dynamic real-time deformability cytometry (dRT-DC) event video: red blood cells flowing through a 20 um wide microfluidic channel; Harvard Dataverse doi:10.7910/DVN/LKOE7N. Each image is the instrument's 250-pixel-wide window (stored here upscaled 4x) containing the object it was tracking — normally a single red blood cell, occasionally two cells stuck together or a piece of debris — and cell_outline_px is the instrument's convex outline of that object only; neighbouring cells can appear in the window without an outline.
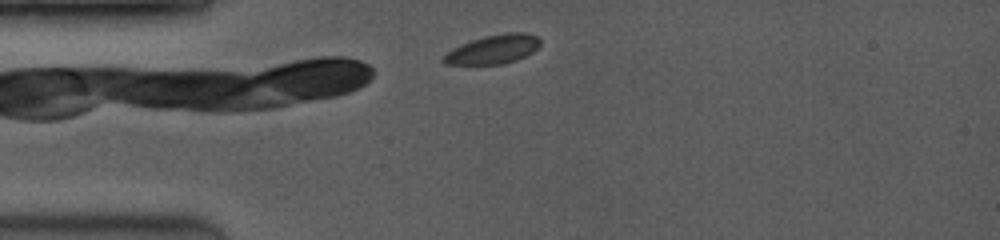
{"species": "common noctule bat (a hibernating species)", "species_latin": "Nyctalus noctula", "temperature_condition": "room temperature", "stored_images_in_passage": 47, "camera_frame_rate_fps": 3500, "um_per_image_px": 0.085, "animal": {"sex": "female", "body_mass_g": 19.0, "forearm_length_mm": 53.3}, "frame": {"image": 1, "passage_image": 3, "time_ms": 0.286, "image_size_px": [1000, 240], "cell_outline_px": [[540, 44], [532, 52], [516, 60], [500, 64], [444, 64], [440, 60], [452, 48], [472, 40], [484, 36], [504, 32], [528, 32], [536, 36], [540, 40]], "centroid_in_image_um": [41.92, 4.18], "position_along_channel_um": 43.1, "area_um2": 16.24}}
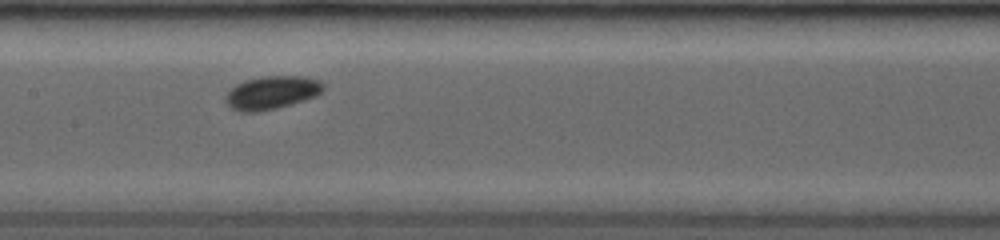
{"frame": {"image": 2, "passage_image": 20, "time_ms": 4.286, "image_size_px": [1000, 240], "cell_outline_px": [[324, 88], [316, 96], [292, 104], [276, 108], [256, 112], [240, 112], [232, 108], [224, 100], [228, 92], [236, 84], [244, 80], [260, 76], [304, 76], [320, 80], [324, 84]], "centroid_in_image_um": [23.1, 7.86], "position_along_channel_um": 184.3, "area_um2": 18.96}}
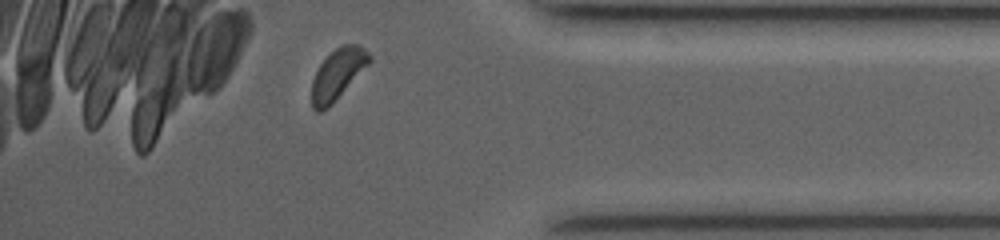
{"frame": {"image": 3, "passage_image": 47, "time_ms": 10.0, "image_size_px": [1000, 240], "cell_outline_px": [[372, 60], [332, 104], [328, 108], [320, 112], [316, 112], [312, 108], [312, 80], [320, 64], [340, 44], [356, 44], [364, 48], [372, 56]], "centroid_in_image_um": [28.7, 6.31], "position_along_channel_um": 406.5, "area_um2": 16.82}, "authors_computed_cell_mechanics": {"area_um2": 17.2822, "velocity_mm_per_s": 4.0519, "shape_relaxation_time_tau1_ms": 1.0282, "shape_relaxation_time_tau2_ms": 4.3346, "deformation_change_tau1": 0.0362, "deformation_change_tau2": 0.0846}}